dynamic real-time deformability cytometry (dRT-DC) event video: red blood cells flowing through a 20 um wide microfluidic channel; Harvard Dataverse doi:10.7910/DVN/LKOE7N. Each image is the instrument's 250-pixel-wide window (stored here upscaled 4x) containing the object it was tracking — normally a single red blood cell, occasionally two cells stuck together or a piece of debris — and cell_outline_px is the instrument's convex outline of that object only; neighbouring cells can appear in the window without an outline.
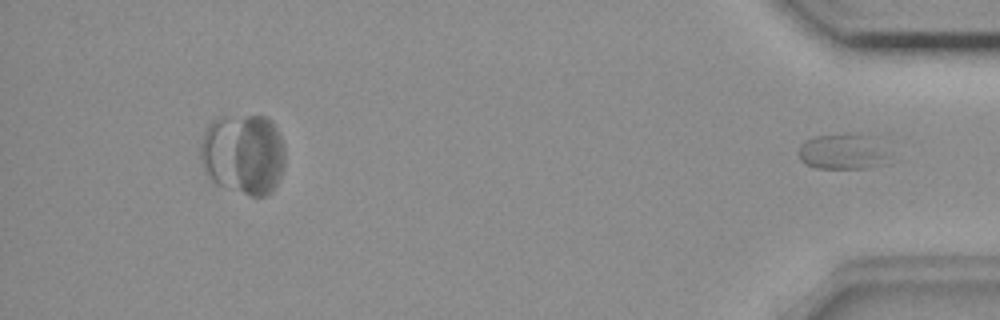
{"species": "common noctule bat (a hibernating species)", "species_latin": "Nyctalus noctula", "temperature_condition": "room temperature", "stored_images_in_passage": 40, "segment_of_instrument_passage": [2, 2], "camera_frame_rate_fps": 3000, "um_per_image_px": 0.085, "animal": {"sex": "female", "body_mass_g": 18.4}, "frame": {"image": 1, "passage_image": 40, "time_ms": 13.0, "image_size_px": [1000, 320], "cell_outline_px": [[888, 164], [868, 168], [816, 168], [804, 164], [800, 160], [800, 144], [804, 140], [812, 136], [868, 136], [888, 156]], "centroid_in_image_um": [71.55, 12.96], "position_along_channel_um": 363.6, "area_um2": 17.98}}